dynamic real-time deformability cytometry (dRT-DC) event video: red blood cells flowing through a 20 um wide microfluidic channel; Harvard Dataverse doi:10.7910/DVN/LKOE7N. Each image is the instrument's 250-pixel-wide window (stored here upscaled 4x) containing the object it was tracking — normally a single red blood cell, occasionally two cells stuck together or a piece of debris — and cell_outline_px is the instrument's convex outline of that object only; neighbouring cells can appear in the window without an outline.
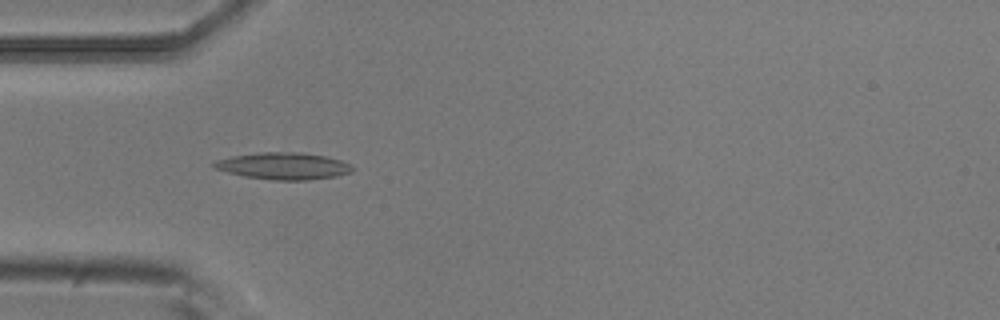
{"species": "common noctule bat (a hibernating species)", "species_latin": "Nyctalus noctula", "temperature_condition": "room temperature", "stored_images_in_passage": 4, "camera_frame_rate_fps": 3000, "um_per_image_px": 0.085, "animal": {"sex": "male", "body_mass_g": 20.5, "forearm_length_mm": 52.5}, "frame": {"image": 1, "passage_image": 4, "time_ms": 1.0, "image_size_px": [1000, 320], "cell_outline_px": [[352, 172], [336, 176], [308, 180], [272, 180], [244, 176], [212, 168], [212, 164], [216, 160], [232, 156], [260, 152], [300, 152], [324, 156], [340, 160], [352, 164]], "centroid_in_image_um": [24.08, 14.11], "position_along_channel_um": 60.9, "area_um2": 21.68}}